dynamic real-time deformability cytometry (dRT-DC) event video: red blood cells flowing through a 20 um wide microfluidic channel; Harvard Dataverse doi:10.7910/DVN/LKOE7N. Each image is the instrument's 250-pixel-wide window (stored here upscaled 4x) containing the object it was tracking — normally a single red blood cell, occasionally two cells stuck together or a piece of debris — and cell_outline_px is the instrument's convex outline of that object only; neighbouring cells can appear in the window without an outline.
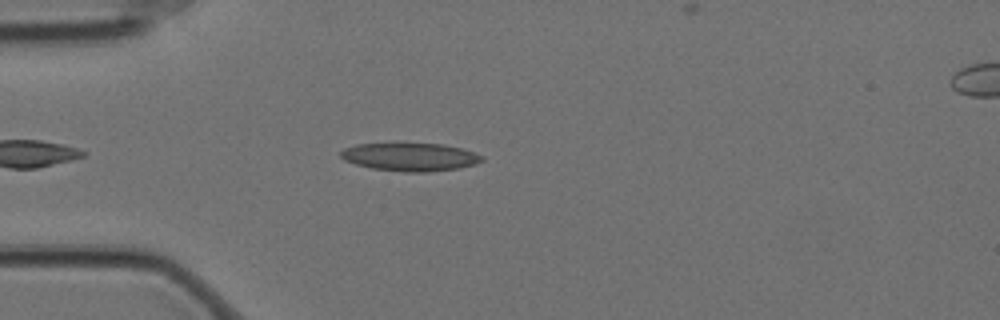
{"species": "Egyptian fruit bat (a non-hibernating species)", "species_latin": "Rousettus aegyptiacus", "temperature_condition": "cold", "stored_images_in_passage": 33, "camera_frame_rate_fps": 3000, "um_per_image_px": 0.085, "animal": {"sex": "female"}, "frame": {"image": 1, "passage_image": 7, "time_ms": 2.0, "image_size_px": [1000, 320], "cell_outline_px": [[484, 160], [460, 168], [424, 172], [404, 172], [372, 168], [356, 164], [344, 160], [340, 156], [340, 152], [344, 148], [356, 144], [444, 144], [460, 148], [484, 156]], "centroid_in_image_um": [34.84, 13.34], "position_along_channel_um": 50.2, "area_um2": 22.83}}
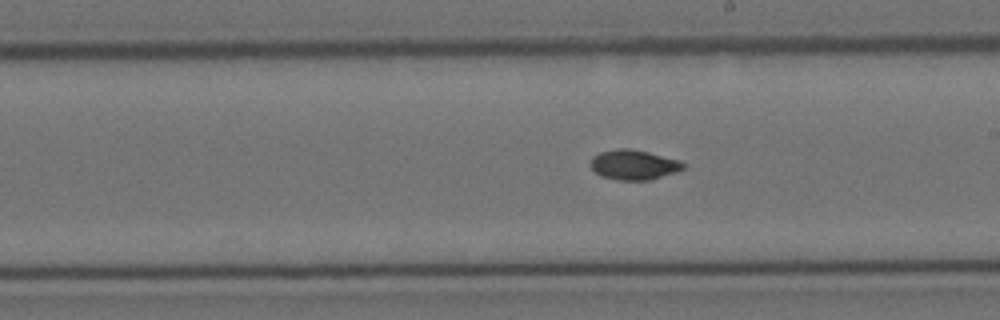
{"frame": {"image": 2, "passage_image": 20, "time_ms": 6.333, "image_size_px": [1000, 320], "cell_outline_px": [[688, 164], [684, 168], [676, 172], [648, 180], [616, 180], [600, 176], [592, 168], [592, 156], [600, 152], [616, 148], [632, 148], [680, 160]], "centroid_in_image_um": [53.89, 14.0], "position_along_channel_um": 235.1, "area_um2": 16.24}}
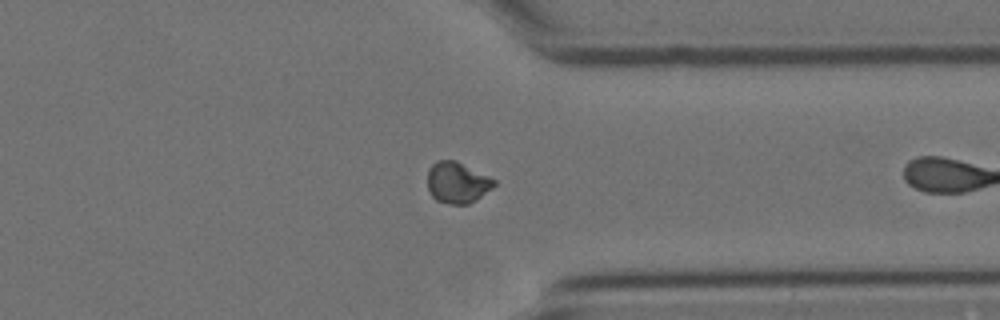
{"frame": {"image": 3, "passage_image": 32, "time_ms": 10.333, "image_size_px": [1000, 320], "cell_outline_px": [[496, 184], [492, 188], [476, 200], [468, 204], [448, 204], [436, 200], [432, 196], [428, 188], [428, 168], [436, 160], [456, 160], [496, 180]], "centroid_in_image_um": [38.86, 15.51], "position_along_channel_um": 372.5, "area_um2": 16.01}}